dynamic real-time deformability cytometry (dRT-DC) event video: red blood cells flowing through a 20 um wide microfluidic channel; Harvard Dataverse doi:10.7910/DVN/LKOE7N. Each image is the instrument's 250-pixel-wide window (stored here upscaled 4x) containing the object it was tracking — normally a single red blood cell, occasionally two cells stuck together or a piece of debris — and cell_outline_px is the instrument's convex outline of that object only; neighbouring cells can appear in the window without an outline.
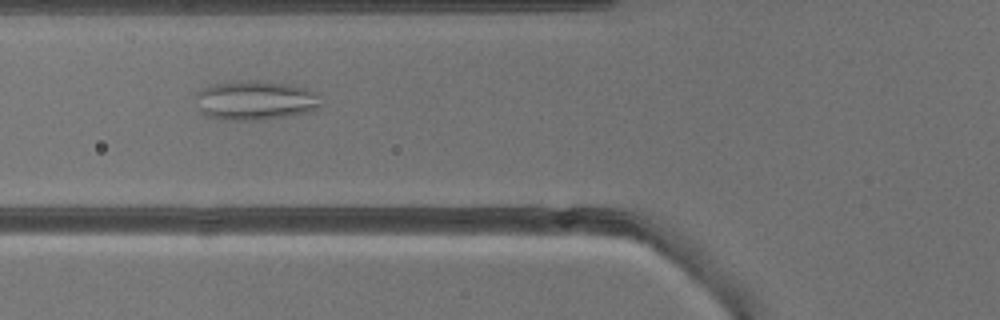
{"species": "common noctule bat (a hibernating species)", "species_latin": "Nyctalus noctula", "temperature_condition": "warm", "stored_images_in_passage": 34, "camera_frame_rate_fps": 3000, "um_per_image_px": 0.085, "animal": {"sex": "male", "body_mass_g": 13.3}, "frame": {"image": 1, "passage_image": 9, "time_ms": 2.667, "image_size_px": [1000, 320], "cell_outline_px": [[320, 108], [292, 116], [260, 120], [224, 120], [208, 116], [200, 108], [196, 96], [196, 92], [212, 84], [252, 80], [292, 84], [316, 92], [320, 96]], "centroid_in_image_um": [21.76, 8.54], "position_along_channel_um": 104.0, "area_um2": 28.67}}
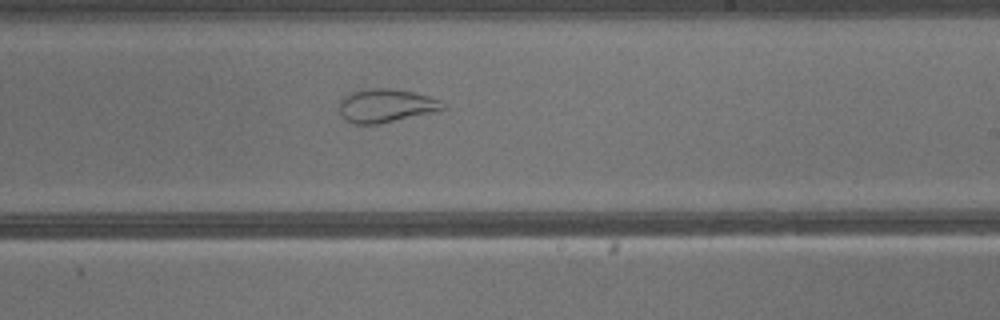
{"frame": {"image": 2, "passage_image": 18, "time_ms": 5.667, "image_size_px": [1000, 320], "cell_outline_px": [[448, 108], [380, 124], [352, 124], [340, 112], [340, 100], [344, 96], [352, 92], [372, 88], [388, 88], [412, 92], [428, 96], [440, 100], [448, 104]], "centroid_in_image_um": [32.84, 8.98], "position_along_channel_um": 256.2, "area_um2": 20.0}}
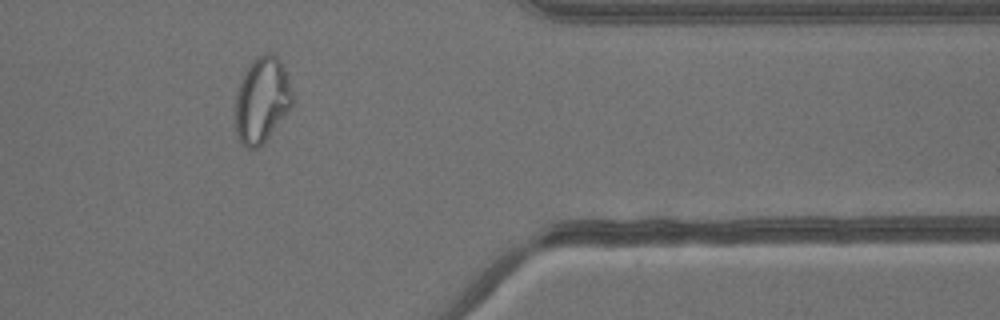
{"frame": {"image": 3, "passage_image": 27, "time_ms": 8.667, "image_size_px": [1000, 320], "cell_outline_px": [[292, 104], [268, 136], [256, 148], [248, 148], [240, 144], [236, 132], [236, 96], [240, 84], [248, 68], [264, 52], [272, 52], [280, 60], [284, 68], [292, 92]], "centroid_in_image_um": [22.25, 8.5], "position_along_channel_um": 389.1, "area_um2": 27.46}}